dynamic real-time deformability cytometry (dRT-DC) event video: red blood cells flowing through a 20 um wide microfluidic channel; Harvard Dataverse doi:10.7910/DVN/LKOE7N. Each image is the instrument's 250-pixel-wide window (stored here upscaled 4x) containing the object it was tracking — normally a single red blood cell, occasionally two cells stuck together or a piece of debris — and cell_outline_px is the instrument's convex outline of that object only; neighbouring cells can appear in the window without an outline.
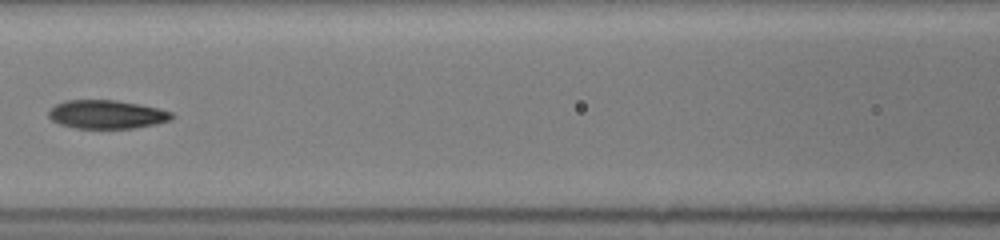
{"species": "common noctule bat (a hibernating species)", "species_latin": "Nyctalus noctula", "temperature_condition": "room temperature", "stored_images_in_passage": 33, "camera_frame_rate_fps": 3000, "um_per_image_px": 0.085, "animal": {"sex": "female", "body_mass_g": 19.5, "forearm_length_mm": 54.1}, "frame": {"image": 1, "passage_image": 25, "time_ms": 8.0, "image_size_px": [1000, 240], "cell_outline_px": [[172, 120], [156, 124], [136, 128], [76, 128], [60, 124], [52, 120], [48, 116], [48, 112], [56, 104], [64, 100], [116, 100], [140, 104], [160, 108], [172, 112]], "centroid_in_image_um": [9.09, 9.72], "position_along_channel_um": 157.5, "area_um2": 20.58}}